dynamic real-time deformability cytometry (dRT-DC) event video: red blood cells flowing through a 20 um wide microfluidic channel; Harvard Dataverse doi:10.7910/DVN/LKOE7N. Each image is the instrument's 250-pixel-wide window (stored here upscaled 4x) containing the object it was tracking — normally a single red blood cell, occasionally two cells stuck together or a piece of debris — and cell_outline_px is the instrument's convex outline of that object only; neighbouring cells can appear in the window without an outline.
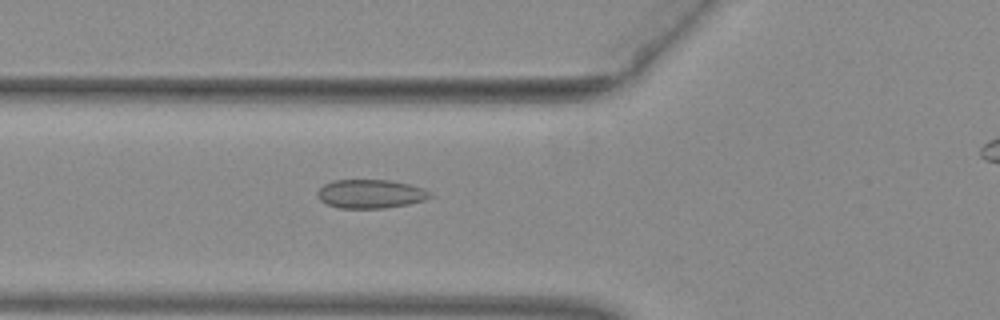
{"species": "common noctule bat (a hibernating species)", "species_latin": "Nyctalus noctula", "temperature_condition": "warm", "stored_images_in_passage": 36, "camera_frame_rate_fps": 3000, "um_per_image_px": 0.085, "animal": {"sex": "female", "body_mass_g": 29.2, "forearm_length_mm": 56.3}, "frame": {"image": 1, "passage_image": 8, "time_ms": 2.333, "image_size_px": [1000, 320], "cell_outline_px": [[432, 196], [424, 200], [408, 204], [384, 208], [340, 208], [328, 204], [320, 200], [316, 196], [316, 192], [324, 184], [332, 180], [388, 180], [408, 184], [424, 188]], "centroid_in_image_um": [31.46, 16.48], "position_along_channel_um": 94.3, "area_um2": 18.79}}
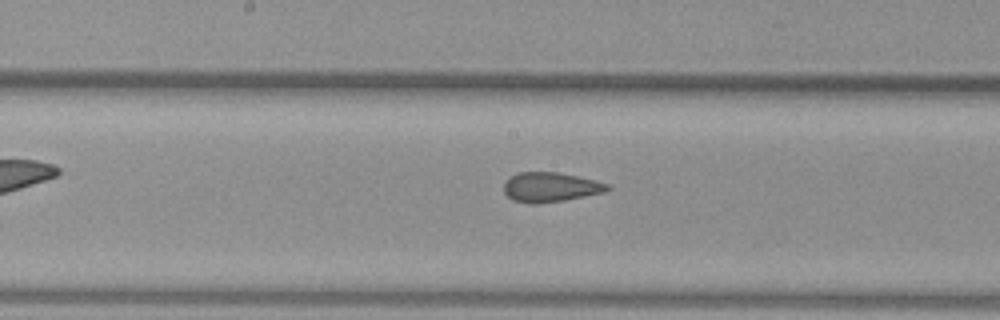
{"frame": {"image": 2, "passage_image": 16, "time_ms": 5.0, "image_size_px": [1000, 320], "cell_outline_px": [[612, 188], [604, 192], [564, 200], [540, 204], [528, 204], [512, 200], [504, 192], [504, 180], [520, 172], [556, 172], [596, 180], [612, 184]], "centroid_in_image_um": [46.8, 15.91], "position_along_channel_um": 201.4, "area_um2": 18.03}}
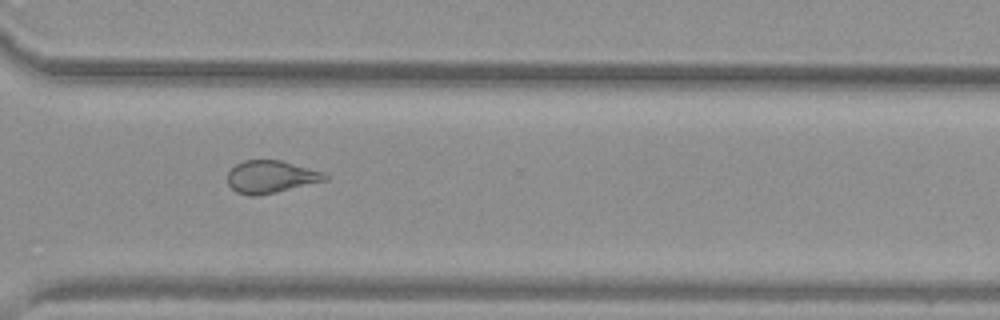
{"frame": {"image": 3, "passage_image": 27, "time_ms": 8.667, "image_size_px": [1000, 320], "cell_outline_px": [[328, 180], [276, 192], [256, 196], [248, 196], [236, 192], [228, 184], [228, 172], [236, 164], [244, 160], [280, 160], [324, 172], [328, 176]], "centroid_in_image_um": [23.02, 15.03], "position_along_channel_um": 347.6, "area_um2": 18.44}}